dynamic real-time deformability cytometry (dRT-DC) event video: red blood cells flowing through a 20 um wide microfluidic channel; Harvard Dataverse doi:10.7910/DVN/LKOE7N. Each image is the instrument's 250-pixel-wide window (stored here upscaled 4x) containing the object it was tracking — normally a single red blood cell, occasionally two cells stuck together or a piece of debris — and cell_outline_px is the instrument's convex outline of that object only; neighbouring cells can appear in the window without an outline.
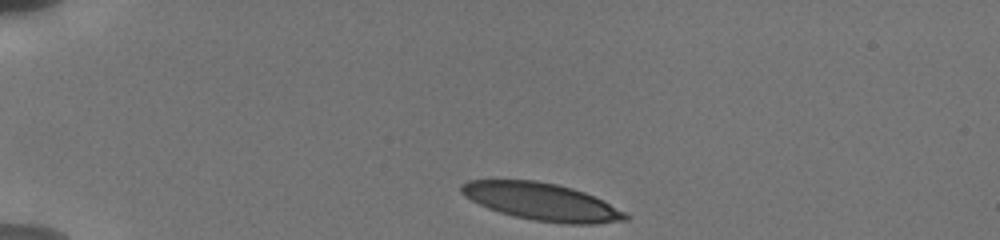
{"species": "human", "species_latin": "Homo sapiens", "temperature_condition": "cold", "stored_images_in_passage": 4, "camera_frame_rate_fps": 3000, "um_per_image_px": 0.085, "donor": {"sex": "male"}, "frame": {"image": 1, "passage_image": 1, "time_ms": 0.0, "image_size_px": [1000, 240], "cell_outline_px": [[632, 216], [628, 220], [592, 224], [568, 224], [536, 220], [516, 216], [500, 212], [488, 208], [464, 196], [460, 192], [460, 184], [468, 180], [536, 180], [556, 184], [572, 188], [584, 192]], "centroid_in_image_um": [46.02, 17.14], "position_along_channel_um": 39.0, "area_um2": 35.32}}
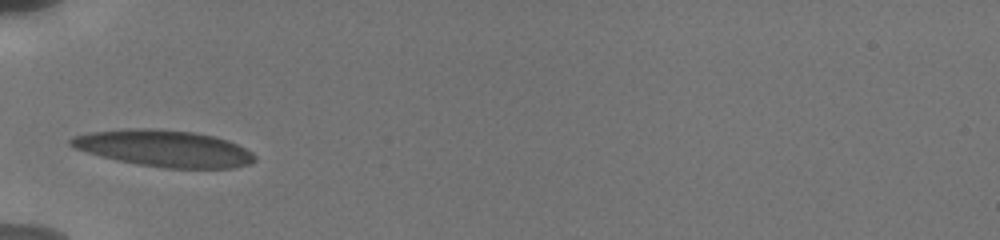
{"frame": {"image": 2, "passage_image": 4, "time_ms": 2.333, "image_size_px": [1000, 240], "cell_outline_px": [[256, 160], [248, 164], [232, 168], [164, 168], [136, 164], [100, 156], [76, 148], [68, 144], [68, 140], [72, 136], [88, 132], [124, 128], [156, 128], [196, 132], [216, 136], [228, 140], [252, 152], [256, 156]], "centroid_in_image_um": [13.93, 12.6], "position_along_channel_um": 71.1, "area_um2": 39.54}}